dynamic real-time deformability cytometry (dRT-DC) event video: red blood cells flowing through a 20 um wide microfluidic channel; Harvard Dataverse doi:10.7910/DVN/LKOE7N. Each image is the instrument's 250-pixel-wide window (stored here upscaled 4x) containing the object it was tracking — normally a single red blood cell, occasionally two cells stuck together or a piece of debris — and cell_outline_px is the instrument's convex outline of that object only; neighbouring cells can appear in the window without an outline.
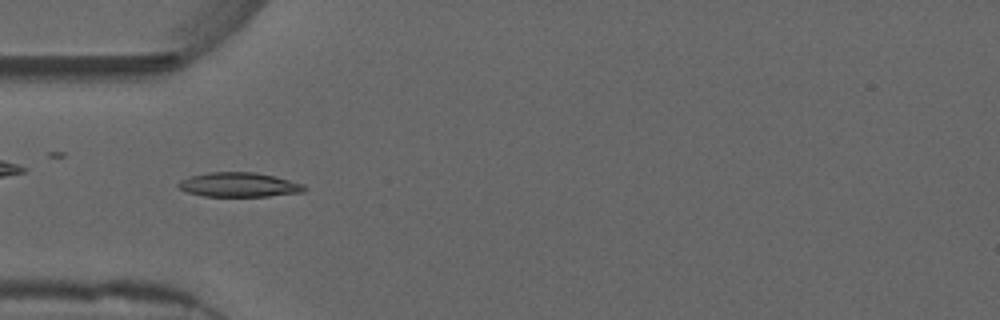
{"species": "common noctule bat (a hibernating species)", "species_latin": "Nyctalus noctula", "temperature_condition": "warm", "stored_images_in_passage": 6, "camera_frame_rate_fps": 3000, "um_per_image_px": 0.085, "animal": {"sex": "male", "forearm_length_mm": 52.5}, "frame": {"image": 1, "passage_image": 1, "time_ms": 0.0, "image_size_px": [1000, 320], "cell_outline_px": [[308, 188], [304, 192], [268, 196], [204, 196], [188, 192], [180, 188], [176, 184], [180, 180], [188, 176], [208, 172], [256, 172], [304, 184]], "centroid_in_image_um": [20.3, 15.7], "position_along_channel_um": 64.7, "area_um2": 17.92}}
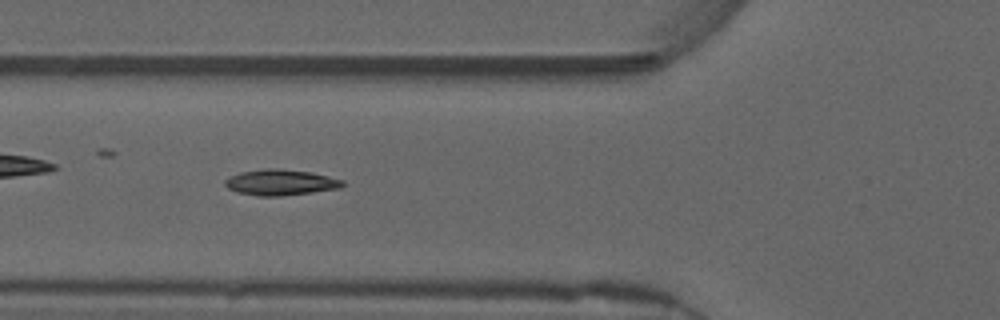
{"frame": {"image": 2, "passage_image": 4, "time_ms": 1.0, "image_size_px": [1000, 320], "cell_outline_px": [[344, 184], [340, 188], [312, 192], [280, 196], [256, 196], [236, 192], [228, 188], [224, 184], [224, 180], [228, 176], [240, 172], [264, 168], [276, 168], [312, 172], [344, 180]], "centroid_in_image_um": [23.81, 15.5], "position_along_channel_um": 102.0, "area_um2": 17.86}}